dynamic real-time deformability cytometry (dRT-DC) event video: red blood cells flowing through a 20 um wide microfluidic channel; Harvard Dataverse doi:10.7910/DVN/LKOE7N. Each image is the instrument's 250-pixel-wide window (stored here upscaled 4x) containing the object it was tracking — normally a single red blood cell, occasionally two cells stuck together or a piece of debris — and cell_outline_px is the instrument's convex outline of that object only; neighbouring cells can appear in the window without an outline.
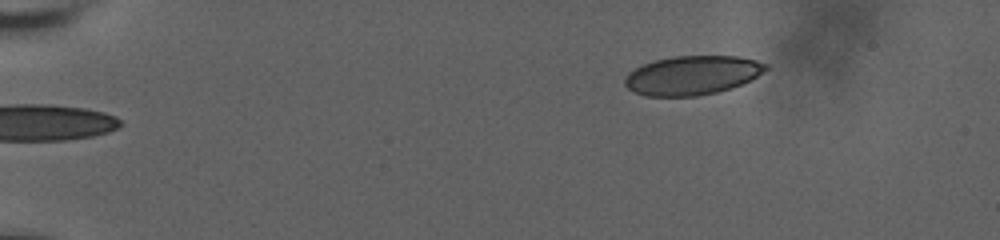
{"species": "human", "species_latin": "Homo sapiens", "temperature_condition": "room temperature", "stored_images_in_passage": 50, "camera_frame_rate_fps": 3000, "um_per_image_px": 0.085, "donor": {"sex": "male"}, "frame": {"image": 1, "passage_image": 1, "time_ms": 0.0, "image_size_px": [1000, 240], "cell_outline_px": [[768, 68], [756, 76], [732, 88], [716, 92], [696, 96], [644, 96], [628, 88], [624, 84], [624, 80], [628, 72], [644, 64], [656, 60], [672, 56], [736, 56], [756, 60], [768, 64]], "centroid_in_image_um": [58.82, 6.4], "position_along_channel_um": 26.2, "area_um2": 31.85}}
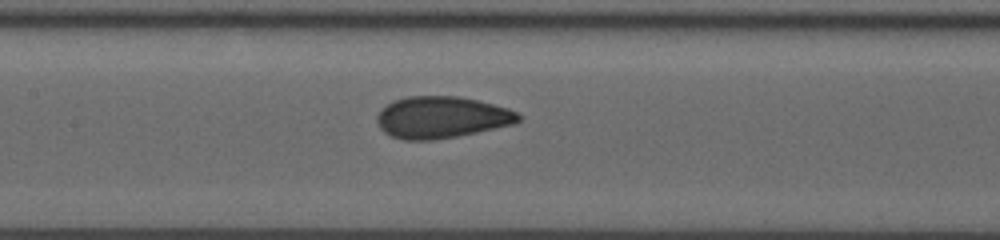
{"frame": {"image": 2, "passage_image": 22, "time_ms": 7.0, "image_size_px": [1000, 240], "cell_outline_px": [[524, 116], [516, 124], [456, 136], [432, 140], [404, 140], [392, 136], [384, 132], [380, 128], [376, 120], [376, 116], [380, 108], [392, 100], [408, 96], [460, 96], [508, 108]], "centroid_in_image_um": [37.52, 9.96], "position_along_channel_um": 169.9, "area_um2": 34.62}}
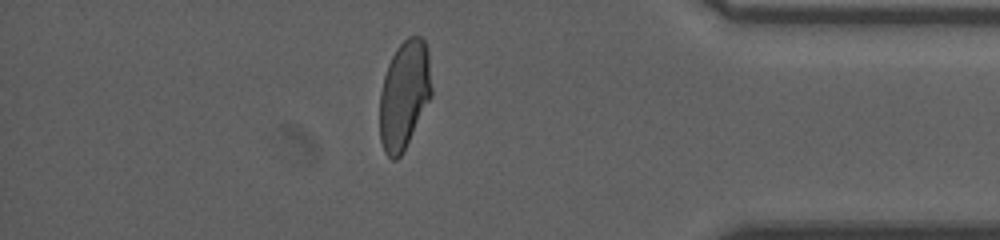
{"frame": {"image": 3, "passage_image": 43, "time_ms": 14.0, "image_size_px": [1000, 240], "cell_outline_px": [[432, 96], [400, 156], [396, 160], [392, 160], [384, 152], [380, 140], [380, 92], [384, 76], [388, 64], [396, 48], [408, 36], [420, 36], [424, 40], [428, 48], [432, 88]], "centroid_in_image_um": [34.36, 8.03], "position_along_channel_um": 400.8, "area_um2": 32.77}, "authors_computed_cell_mechanics": {"area_um2": 33.5818, "velocity_mm_per_s": 3.6592, "shape_relaxation_time_tau1_ms": 8.3849, "shape_relaxation_time_tau2_ms": 0.7095, "deformation_change_tau1": 0.1665, "deformation_change_tau2": 0.0605}}